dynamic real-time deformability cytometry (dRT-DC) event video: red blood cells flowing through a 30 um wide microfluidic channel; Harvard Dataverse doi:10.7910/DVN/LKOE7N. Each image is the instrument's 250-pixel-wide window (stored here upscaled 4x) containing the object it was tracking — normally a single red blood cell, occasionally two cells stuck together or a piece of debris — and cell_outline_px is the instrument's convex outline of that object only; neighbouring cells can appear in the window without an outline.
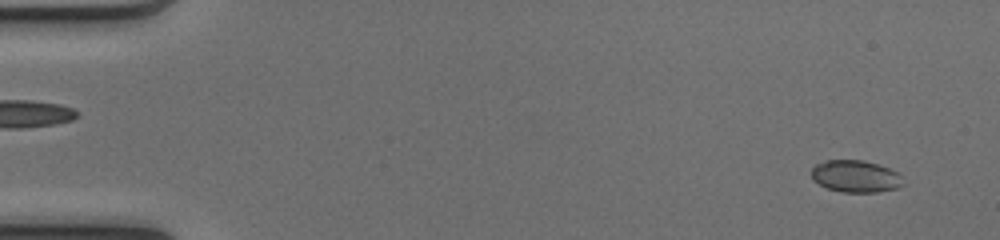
{"species": "common noctule bat (a hibernating species)", "species_latin": "Nyctalus noctula", "temperature_condition": "cold", "stored_images_in_passage": 34, "camera_frame_rate_fps": 3000, "um_per_image_px": 0.085, "animal": {"sex": "female", "body_mass_g": 17.0, "forearm_length_mm": 48.0}, "frame": {"image": 1, "passage_image": 3, "time_ms": 0.667, "image_size_px": [1000, 240], "cell_outline_px": [[904, 184], [900, 188], [876, 192], [840, 192], [828, 188], [812, 180], [812, 168], [816, 164], [824, 160], [864, 160], [880, 164], [900, 172], [904, 176]], "centroid_in_image_um": [72.8, 14.98], "position_along_channel_um": 12.2, "area_um2": 17.57}}
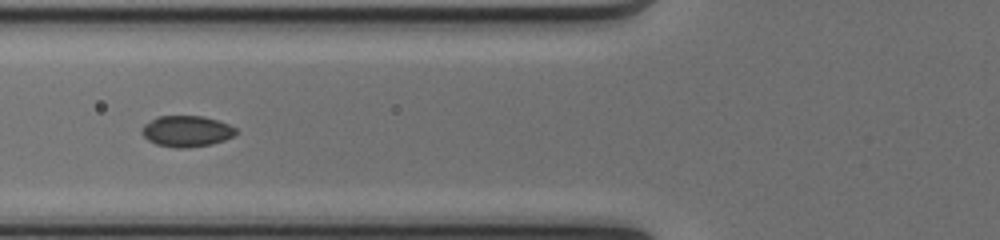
{"frame": {"image": 2, "passage_image": 20, "time_ms": 6.333, "image_size_px": [1000, 240], "cell_outline_px": [[236, 136], [212, 144], [188, 148], [176, 148], [156, 144], [148, 140], [140, 132], [140, 128], [144, 124], [156, 116], [204, 116], [220, 120], [236, 128]], "centroid_in_image_um": [15.86, 11.15], "position_along_channel_um": 109.9, "area_um2": 17.34}}
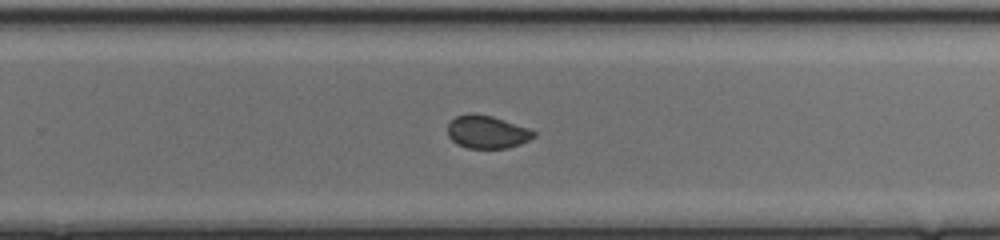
{"frame": {"image": 3, "passage_image": 33, "time_ms": 10.667, "image_size_px": [1000, 240], "cell_outline_px": [[536, 136], [520, 144], [508, 148], [468, 148], [456, 144], [448, 136], [448, 124], [456, 116], [472, 112], [492, 116], [528, 128], [536, 132]], "centroid_in_image_um": [41.39, 11.21], "position_along_channel_um": 288.4, "area_um2": 16.53}}